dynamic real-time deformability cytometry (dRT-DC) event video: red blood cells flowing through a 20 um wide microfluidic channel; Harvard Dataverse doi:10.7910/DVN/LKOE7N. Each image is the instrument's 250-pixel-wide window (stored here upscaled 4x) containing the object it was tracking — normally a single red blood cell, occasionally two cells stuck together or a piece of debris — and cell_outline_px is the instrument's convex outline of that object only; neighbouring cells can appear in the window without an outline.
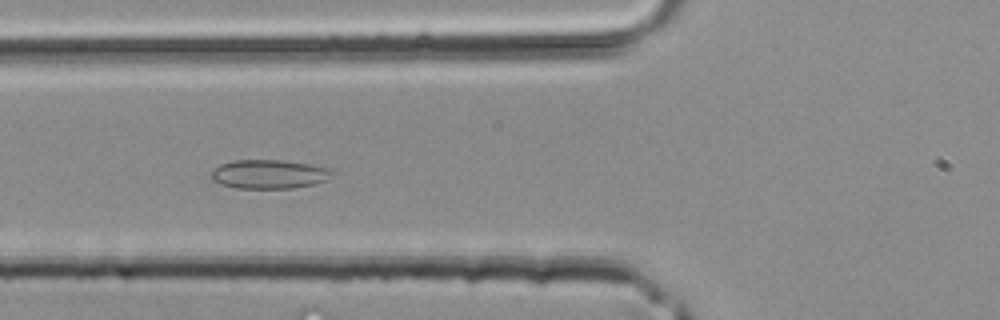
{"species": "common noctule bat (a hibernating species)", "species_latin": "Nyctalus noctula", "temperature_condition": "room temperature", "stored_images_in_passage": 39, "segment_of_instrument_passage": [2, 2], "camera_frame_rate_fps": 3000, "um_per_image_px": 0.085, "animal": {"sex": "male", "body_mass_g": 20.4}, "frame": {"image": 1, "passage_image": 15, "time_ms": 4.667, "image_size_px": [1000, 320], "cell_outline_px": [[336, 172], [324, 180], [312, 184], [292, 188], [236, 188], [220, 184], [212, 180], [212, 172], [220, 164], [232, 160], [280, 160], [308, 164], [332, 168]], "centroid_in_image_um": [22.87, 14.8], "position_along_channel_um": 102.9, "area_um2": 20.29}}
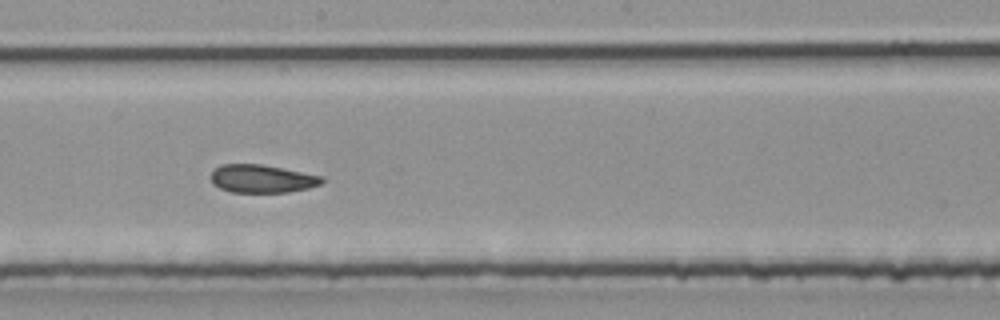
{"frame": {"image": 2, "passage_image": 22, "time_ms": 7.0, "image_size_px": [1000, 320], "cell_outline_px": [[324, 180], [320, 184], [308, 188], [288, 192], [232, 192], [220, 188], [212, 184], [212, 172], [220, 164], [260, 164], [324, 176]], "centroid_in_image_um": [22.27, 15.19], "position_along_channel_um": 225.9, "area_um2": 18.03}}
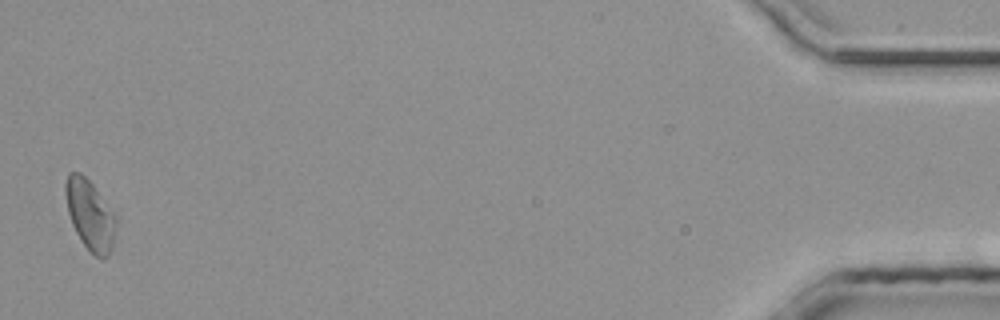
{"frame": {"image": 3, "passage_image": 39, "time_ms": 12.667, "image_size_px": [1000, 320], "cell_outline_px": [[116, 224], [112, 248], [108, 256], [104, 260], [100, 260], [80, 240], [72, 224], [68, 212], [64, 192], [64, 184], [68, 172], [80, 172], [92, 184], [116, 216]], "centroid_in_image_um": [7.64, 18.27], "position_along_channel_um": 427.6, "area_um2": 20.58}}